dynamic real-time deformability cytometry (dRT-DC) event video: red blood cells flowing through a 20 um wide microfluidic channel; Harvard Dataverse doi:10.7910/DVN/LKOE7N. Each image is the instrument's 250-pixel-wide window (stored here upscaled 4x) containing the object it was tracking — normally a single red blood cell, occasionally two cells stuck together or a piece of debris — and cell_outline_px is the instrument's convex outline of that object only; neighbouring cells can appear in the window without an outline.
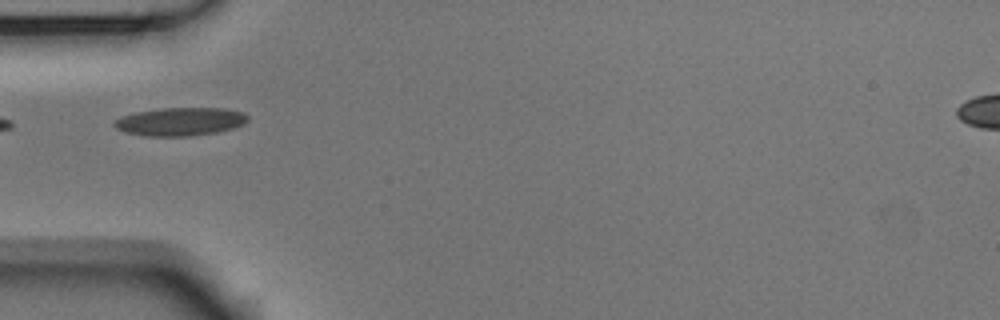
{"species": "Egyptian fruit bat (a non-hibernating species)", "species_latin": "Rousettus aegyptiacus", "temperature_condition": "room temperature", "stored_images_in_passage": 7, "camera_frame_rate_fps": 3000, "um_per_image_px": 0.085, "animal": {"sex": "male"}, "frame": {"image": 1, "passage_image": 4, "time_ms": 1.0, "image_size_px": [1000, 320], "cell_outline_px": [[248, 120], [244, 124], [232, 128], [216, 132], [192, 136], [144, 136], [124, 132], [116, 128], [112, 124], [120, 116], [136, 112], [160, 108], [224, 108], [244, 112], [248, 116]], "centroid_in_image_um": [15.31, 10.33], "position_along_channel_um": 69.7, "area_um2": 22.08}}
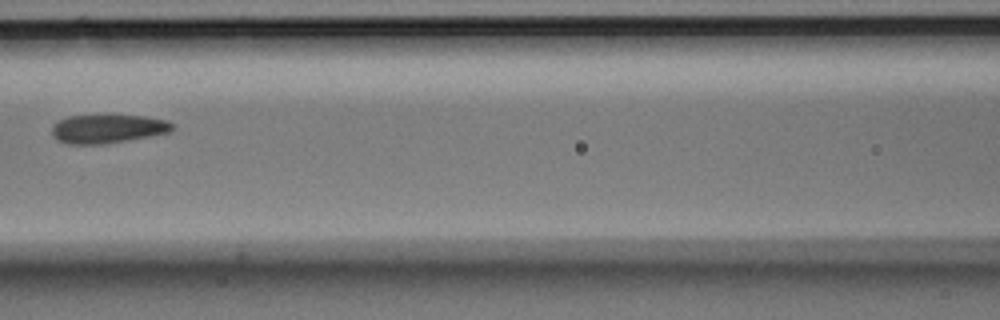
{"frame": {"image": 2, "passage_image": 6, "time_ms": 1.667, "image_size_px": [1000, 320], "cell_outline_px": [[176, 124], [168, 132], [148, 136], [104, 144], [68, 144], [56, 140], [52, 136], [52, 124], [68, 116], [144, 116], [168, 120]], "centroid_in_image_um": [9.12, 10.95], "position_along_channel_um": 157.5, "area_um2": 19.94}}
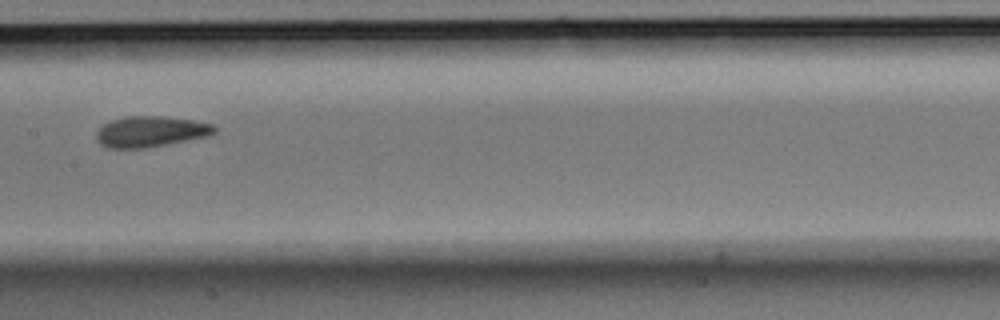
{"frame": {"image": 3, "passage_image": 7, "time_ms": 2.0, "image_size_px": [1000, 320], "cell_outline_px": [[216, 132], [208, 136], [144, 148], [108, 148], [100, 144], [96, 136], [96, 132], [104, 124], [112, 120], [124, 116], [164, 116], [192, 120], [212, 124], [216, 128]], "centroid_in_image_um": [12.79, 11.18], "position_along_channel_um": 194.6, "area_um2": 21.04}}